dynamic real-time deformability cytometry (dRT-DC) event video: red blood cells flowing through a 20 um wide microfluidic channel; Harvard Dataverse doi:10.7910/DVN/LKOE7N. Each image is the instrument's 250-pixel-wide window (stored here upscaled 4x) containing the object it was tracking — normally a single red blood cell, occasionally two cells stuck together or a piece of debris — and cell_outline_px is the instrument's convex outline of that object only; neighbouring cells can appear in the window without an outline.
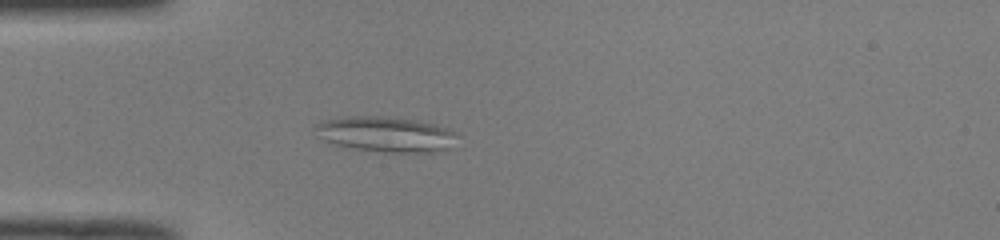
{"species": "common noctule bat (a hibernating species)", "species_latin": "Nyctalus noctula", "temperature_condition": "room temperature", "stored_images_in_passage": 50, "camera_frame_rate_fps": 3000, "um_per_image_px": 0.085, "animal": {"sex": "male", "body_mass_g": 19.0, "forearm_length_mm": 50.8}, "frame": {"image": 1, "passage_image": 14, "time_ms": 4.333, "image_size_px": [1000, 240], "cell_outline_px": [[460, 136], [444, 148], [432, 152], [384, 152], [352, 148], [336, 144], [324, 140], [316, 128], [316, 124], [320, 120], [344, 116], [384, 116], [416, 120], [436, 124], [448, 128]], "centroid_in_image_um": [32.78, 11.39], "position_along_channel_um": 52.2, "area_um2": 28.96}}
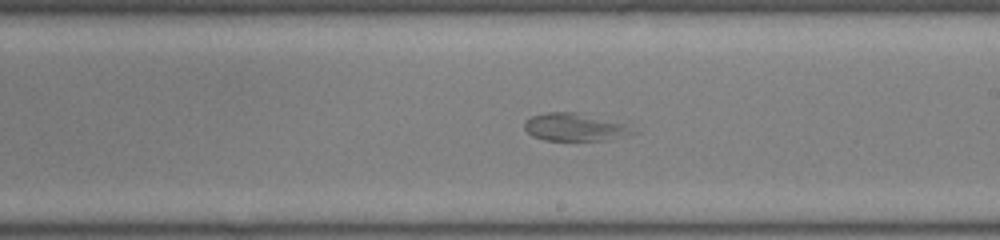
{"frame": {"image": 2, "passage_image": 29, "time_ms": 9.333, "image_size_px": [1000, 240], "cell_outline_px": [[640, 132], [608, 140], [544, 140], [532, 136], [524, 128], [524, 120], [532, 116], [548, 112], [576, 112], [624, 124]], "centroid_in_image_um": [48.84, 10.81], "position_along_channel_um": 240.2, "area_um2": 17.4}}
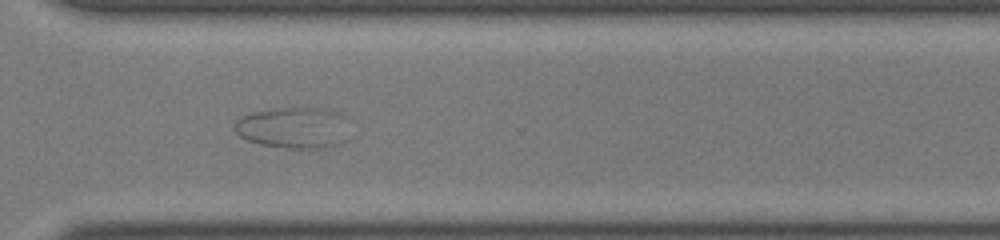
{"frame": {"image": 3, "passage_image": 37, "time_ms": 12.0, "image_size_px": [1000, 240], "cell_outline_px": [[352, 140], [344, 144], [324, 148], [288, 148], [260, 144], [248, 140], [240, 136], [236, 132], [236, 120], [240, 116], [252, 112], [272, 108], [328, 108], [340, 112], [348, 116]], "centroid_in_image_um": [25.13, 10.85], "position_along_channel_um": 345.5, "area_um2": 28.78}}